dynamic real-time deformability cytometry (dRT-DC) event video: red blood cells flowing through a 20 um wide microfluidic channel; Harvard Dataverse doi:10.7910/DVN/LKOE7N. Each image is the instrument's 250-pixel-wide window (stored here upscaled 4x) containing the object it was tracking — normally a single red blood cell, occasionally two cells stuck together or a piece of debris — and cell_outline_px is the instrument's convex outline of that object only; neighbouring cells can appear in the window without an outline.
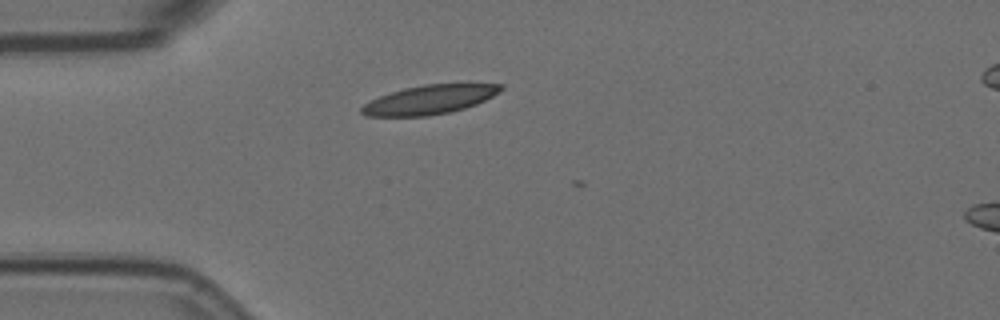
{"species": "Egyptian fruit bat (a non-hibernating species)", "species_latin": "Rousettus aegyptiacus", "temperature_condition": "room temperature", "stored_images_in_passage": 3, "camera_frame_rate_fps": 3000, "um_per_image_px": 0.085, "animal": {"sex": "female"}, "frame": {"image": 1, "passage_image": 1, "time_ms": 0.0, "image_size_px": [1000, 320], "cell_outline_px": [[504, 88], [500, 92], [476, 104], [464, 108], [448, 112], [428, 116], [364, 116], [360, 112], [360, 108], [364, 104], [380, 96], [404, 88], [424, 84], [504, 84]], "centroid_in_image_um": [36.5, 8.47], "position_along_channel_um": 48.5, "area_um2": 23.35}}